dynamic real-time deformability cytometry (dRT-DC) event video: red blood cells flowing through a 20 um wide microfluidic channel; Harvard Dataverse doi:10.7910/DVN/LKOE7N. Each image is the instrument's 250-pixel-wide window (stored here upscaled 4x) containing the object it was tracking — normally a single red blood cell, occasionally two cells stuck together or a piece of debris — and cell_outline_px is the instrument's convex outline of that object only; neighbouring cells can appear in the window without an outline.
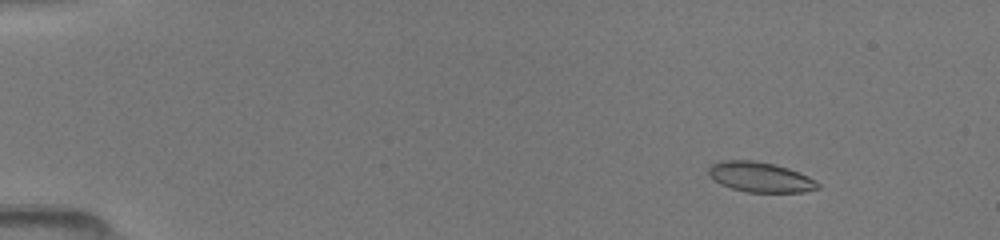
{"species": "common noctule bat (a hibernating species)", "species_latin": "Nyctalus noctula", "temperature_condition": "room temperature", "stored_images_in_passage": 43, "camera_frame_rate_fps": 3000, "um_per_image_px": 0.085, "animal": {"sex": "female", "body_mass_g": 19.5, "forearm_length_mm": 54.1}, "frame": {"image": 1, "passage_image": 11, "time_ms": 2.0, "image_size_px": [1000, 240], "cell_outline_px": [[820, 188], [804, 192], [748, 192], [732, 188], [720, 184], [712, 180], [708, 176], [708, 168], [712, 164], [720, 160], [752, 160], [776, 164], [800, 172], [816, 180], [820, 184]], "centroid_in_image_um": [64.61, 15.05], "position_along_channel_um": 20.4, "area_um2": 19.42}}
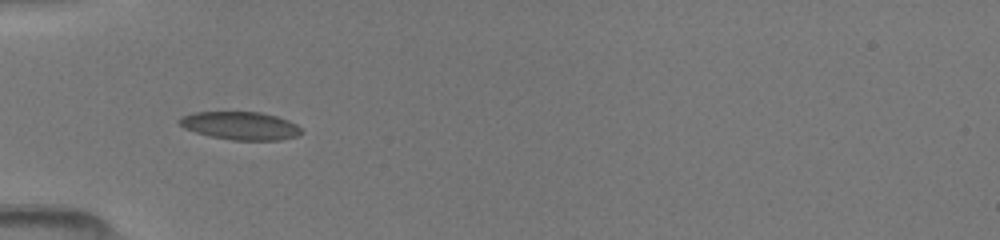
{"frame": {"image": 2, "passage_image": 30, "time_ms": 5.667, "image_size_px": [1000, 240], "cell_outline_px": [[304, 132], [296, 136], [280, 140], [232, 140], [208, 136], [184, 128], [176, 120], [180, 116], [192, 112], [260, 112], [276, 116], [288, 120], [296, 124]], "centroid_in_image_um": [20.4, 10.68], "position_along_channel_um": 64.6, "area_um2": 20.06}}
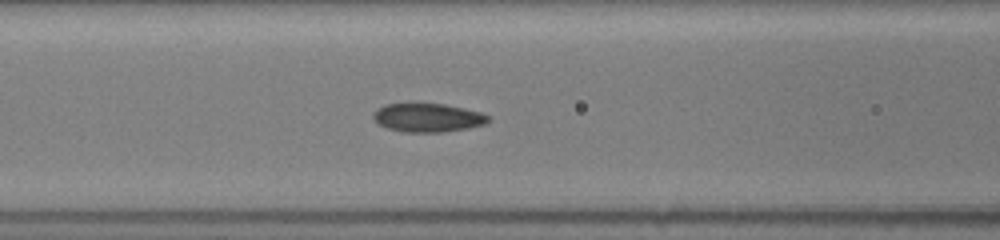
{"frame": {"image": 3, "passage_image": 39, "time_ms": 7.333, "image_size_px": [1000, 240], "cell_outline_px": [[488, 120], [484, 124], [468, 128], [444, 132], [404, 132], [388, 128], [380, 124], [372, 116], [372, 112], [376, 108], [384, 104], [444, 104], [464, 108], [480, 112], [488, 116]], "centroid_in_image_um": [36.33, 10.0], "position_along_channel_um": 130.3, "area_um2": 19.02}}